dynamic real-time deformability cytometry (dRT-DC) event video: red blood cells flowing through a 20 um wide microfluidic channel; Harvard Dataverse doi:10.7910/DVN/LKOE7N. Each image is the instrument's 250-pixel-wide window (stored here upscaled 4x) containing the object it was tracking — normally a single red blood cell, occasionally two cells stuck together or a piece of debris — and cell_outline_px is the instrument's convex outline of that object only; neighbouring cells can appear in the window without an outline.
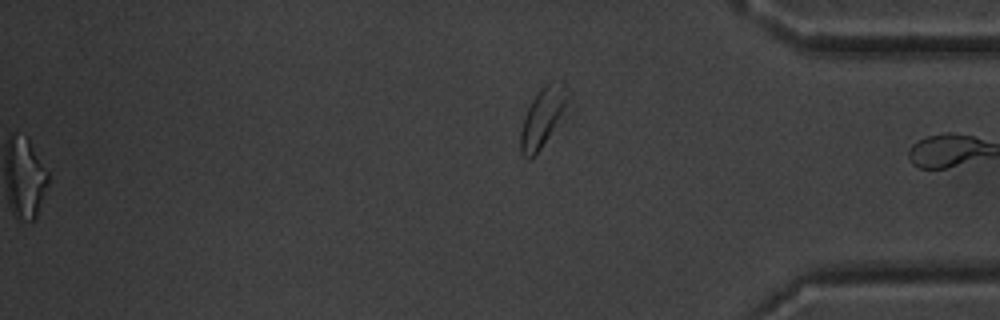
{"species": "common noctule bat (a hibernating species)", "species_latin": "Nyctalus noctula", "temperature_condition": "warm", "stored_images_in_passage": 47, "segment_of_instrument_passage": [2, 2], "camera_frame_rate_fps": 3000, "um_per_image_px": 0.085, "animal": {"sex": "male", "body_mass_g": 20.1, "forearm_length_mm": 53.5}, "frame": {"image": 1, "passage_image": 47, "time_ms": 15.333, "image_size_px": [1000, 320], "cell_outline_px": [[576, 108], [540, 148], [528, 160], [520, 152], [520, 132], [524, 116], [536, 92], [544, 84], [552, 80], [560, 80], [572, 92]], "centroid_in_image_um": [46.34, 9.85], "position_along_channel_um": 388.9, "area_um2": 18.26}}